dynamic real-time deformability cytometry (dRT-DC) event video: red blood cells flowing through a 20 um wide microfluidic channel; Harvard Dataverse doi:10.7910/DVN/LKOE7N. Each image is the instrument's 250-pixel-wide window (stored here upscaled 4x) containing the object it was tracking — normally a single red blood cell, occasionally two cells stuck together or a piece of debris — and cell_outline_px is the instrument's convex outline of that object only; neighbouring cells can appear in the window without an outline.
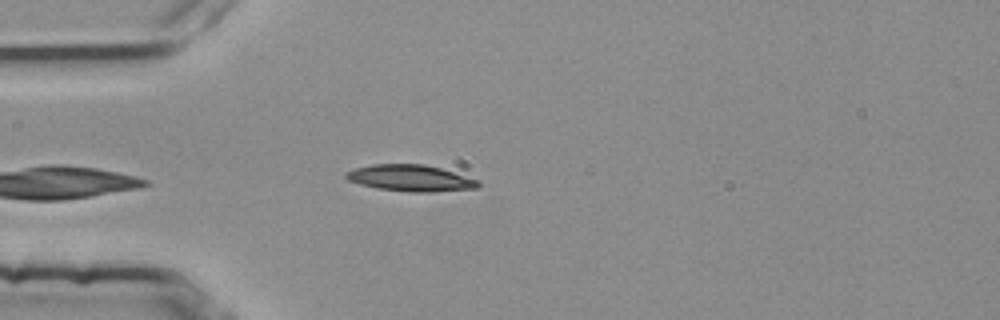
{"species": "common noctule bat (a hibernating species)", "species_latin": "Nyctalus noctula", "temperature_condition": "room temperature", "stored_images_in_passage": 29, "camera_frame_rate_fps": 3000, "um_per_image_px": 0.085, "animal": {"sex": "female", "body_mass_g": 25.1}, "frame": {"image": 1, "passage_image": 1, "time_ms": 0.0, "image_size_px": [1000, 320], "cell_outline_px": [[480, 184], [476, 188], [432, 192], [412, 192], [376, 188], [360, 184], [348, 180], [344, 176], [344, 172], [356, 168], [372, 164], [424, 164], [440, 168], [480, 180]], "centroid_in_image_um": [34.88, 15.13], "position_along_channel_um": 50.1, "area_um2": 20.35}, "authors_computed_cell_mechanics": {"area_um2": 28.611, "velocity_mm_per_s": 3.7652, "shape_relaxation_time_tau1_ms": 3.9371, "shape_relaxation_time_tau2_ms": null, "deformation_change_tau1": 0.245, "deformation_change_tau2": null}}